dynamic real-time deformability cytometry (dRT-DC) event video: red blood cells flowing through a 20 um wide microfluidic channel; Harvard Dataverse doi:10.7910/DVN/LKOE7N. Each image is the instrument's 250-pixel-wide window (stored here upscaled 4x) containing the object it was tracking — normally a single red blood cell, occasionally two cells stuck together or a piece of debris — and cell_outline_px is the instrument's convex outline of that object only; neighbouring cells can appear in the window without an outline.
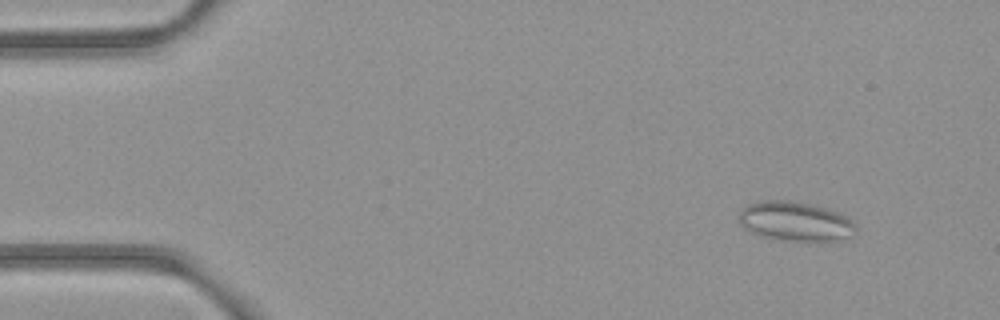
{"species": "common noctule bat (a hibernating species)", "species_latin": "Nyctalus noctula", "temperature_condition": "room temperature", "stored_images_in_passage": 53, "camera_frame_rate_fps": 3000, "um_per_image_px": 0.085, "animal": {"sex": "female", "body_mass_g": 21.9}, "frame": {"image": 1, "passage_image": 5, "time_ms": 1.333, "image_size_px": [1000, 320], "cell_outline_px": [[856, 228], [844, 236], [832, 240], [784, 240], [756, 236], [740, 224], [740, 212], [744, 208], [752, 204], [764, 200], [784, 200], [808, 204], [824, 208], [844, 216]], "centroid_in_image_um": [67.47, 18.81], "position_along_channel_um": 17.5, "area_um2": 25.61}}
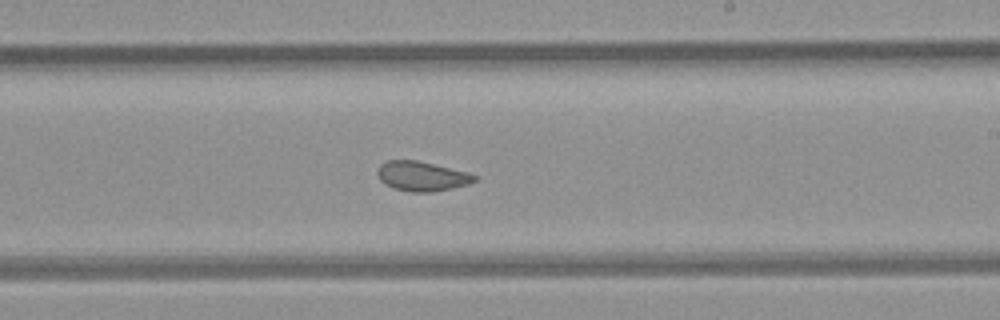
{"frame": {"image": 2, "passage_image": 31, "time_ms": 10.0, "image_size_px": [1000, 320], "cell_outline_px": [[476, 180], [468, 184], [452, 188], [432, 192], [412, 192], [392, 188], [384, 184], [380, 180], [376, 172], [380, 164], [388, 160], [416, 160], [468, 172], [476, 176]], "centroid_in_image_um": [35.82, 14.98], "position_along_channel_um": 253.2, "area_um2": 16.76}}
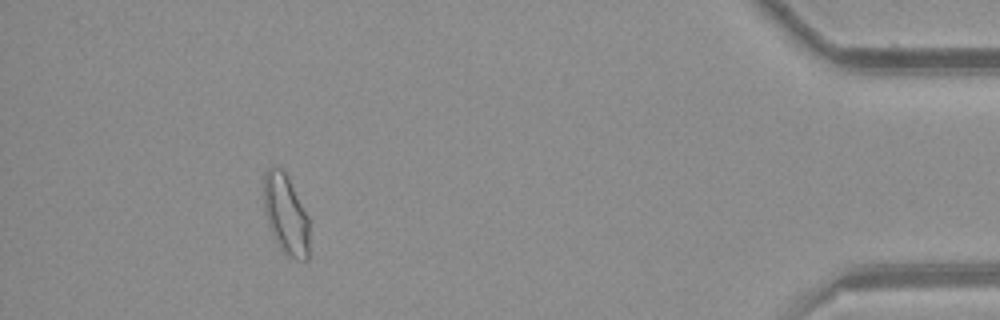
{"frame": {"image": 3, "passage_image": 48, "time_ms": 15.667, "image_size_px": [1000, 320], "cell_outline_px": [[308, 260], [296, 260], [288, 256], [280, 248], [268, 224], [264, 208], [264, 172], [268, 168], [280, 168], [284, 172], [308, 216]], "centroid_in_image_um": [24.29, 18.26], "position_along_channel_um": 410.9, "area_um2": 20.69}, "authors_computed_cell_mechanics": {"area_um2": 19.0162, "velocity_mm_per_s": 3.9112, "shape_relaxation_time_tau1_ms": null, "shape_relaxation_time_tau2_ms": 1.0327, "deformation_change_tau1": null, "deformation_change_tau2": 0.0496}}